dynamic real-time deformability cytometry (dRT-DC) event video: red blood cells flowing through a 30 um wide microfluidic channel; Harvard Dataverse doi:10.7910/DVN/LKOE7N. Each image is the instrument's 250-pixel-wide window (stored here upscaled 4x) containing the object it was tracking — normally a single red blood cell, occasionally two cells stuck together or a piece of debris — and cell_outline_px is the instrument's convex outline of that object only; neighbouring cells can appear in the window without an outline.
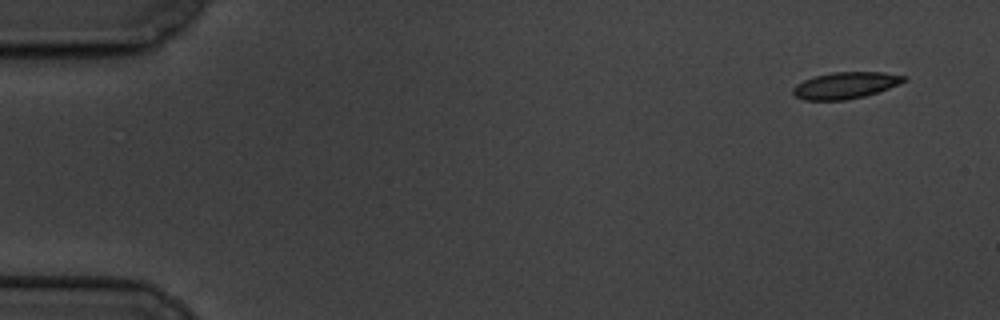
{"species": "common noctule bat (a hibernating species)", "species_latin": "Nyctalus noctula", "temperature_condition": "cold", "stored_images_in_passage": 3, "camera_frame_rate_fps": 3000, "um_per_image_px": 0.085, "animal": {"sex": "male", "body_mass_g": 19.5, "forearm_length_mm": 54.6}, "frame": {"image": 1, "passage_image": 1, "time_ms": 0.0, "image_size_px": [1000, 320], "cell_outline_px": [[908, 80], [900, 84], [864, 96], [844, 100], [804, 100], [796, 96], [792, 92], [792, 88], [796, 84], [804, 80], [816, 76], [832, 72], [884, 72], [908, 76]], "centroid_in_image_um": [71.89, 7.25], "position_along_channel_um": 13.1, "area_um2": 17.17}}